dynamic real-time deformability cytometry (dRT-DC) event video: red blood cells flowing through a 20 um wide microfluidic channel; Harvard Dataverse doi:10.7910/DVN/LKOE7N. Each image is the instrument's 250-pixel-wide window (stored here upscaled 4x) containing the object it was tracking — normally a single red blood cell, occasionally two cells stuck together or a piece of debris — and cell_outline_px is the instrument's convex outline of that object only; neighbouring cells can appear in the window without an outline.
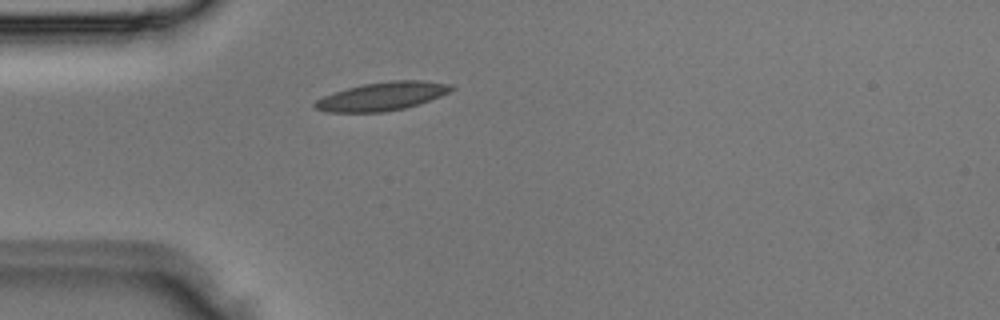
{"species": "Egyptian fruit bat (a non-hibernating species)", "species_latin": "Rousettus aegyptiacus", "temperature_condition": "room temperature", "stored_images_in_passage": 3, "camera_frame_rate_fps": 3000, "um_per_image_px": 0.085, "animal": {"sex": "male"}, "frame": {"image": 1, "passage_image": 3, "time_ms": 0.667, "image_size_px": [1000, 320], "cell_outline_px": [[456, 88], [440, 96], [420, 104], [404, 108], [384, 112], [324, 112], [316, 108], [312, 104], [316, 100], [324, 96], [348, 88], [364, 84], [392, 80], [420, 80], [452, 84]], "centroid_in_image_um": [32.51, 8.19], "position_along_channel_um": 52.5, "area_um2": 22.48}}